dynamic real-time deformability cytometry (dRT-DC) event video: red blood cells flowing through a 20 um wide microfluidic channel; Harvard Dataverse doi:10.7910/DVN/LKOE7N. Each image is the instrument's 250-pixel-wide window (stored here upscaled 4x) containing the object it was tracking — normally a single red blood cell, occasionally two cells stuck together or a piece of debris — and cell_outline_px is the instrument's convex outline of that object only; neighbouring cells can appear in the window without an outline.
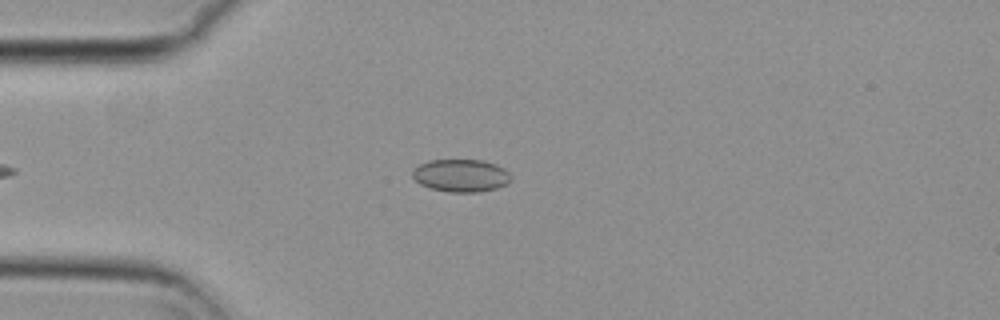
{"species": "common noctule bat (a hibernating species)", "species_latin": "Nyctalus noctula", "temperature_condition": "cold", "stored_images_in_passage": 39, "camera_frame_rate_fps": 3000, "um_per_image_px": 0.085, "animal": {"sex": "female", "body_mass_g": 29.2, "forearm_length_mm": 56.3}, "frame": {"image": 1, "passage_image": 2, "time_ms": 0.333, "image_size_px": [1000, 320], "cell_outline_px": [[512, 180], [508, 184], [496, 188], [476, 192], [448, 192], [432, 188], [420, 184], [412, 176], [412, 168], [428, 160], [480, 160], [496, 164], [504, 168], [512, 176]], "centroid_in_image_um": [39.19, 14.91], "position_along_channel_um": 45.8, "area_um2": 18.84}}
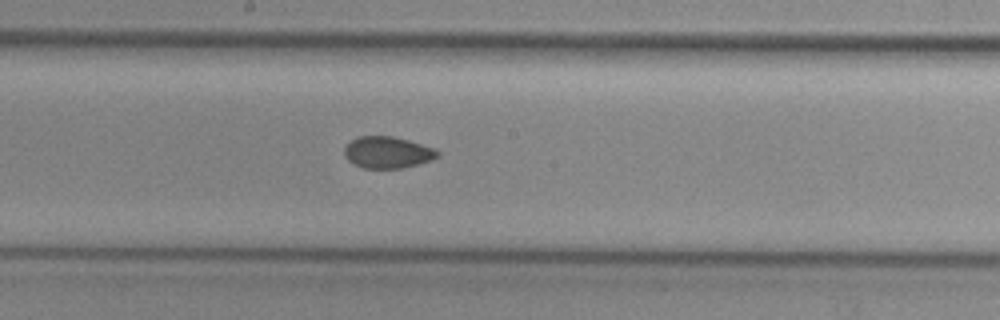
{"frame": {"image": 2, "passage_image": 17, "time_ms": 5.333, "image_size_px": [1000, 320], "cell_outline_px": [[440, 156], [432, 160], [400, 168], [364, 168], [348, 160], [344, 156], [344, 148], [356, 136], [392, 136], [408, 140], [436, 148], [440, 152]], "centroid_in_image_um": [32.96, 12.94], "position_along_channel_um": 215.2, "area_um2": 17.17}}
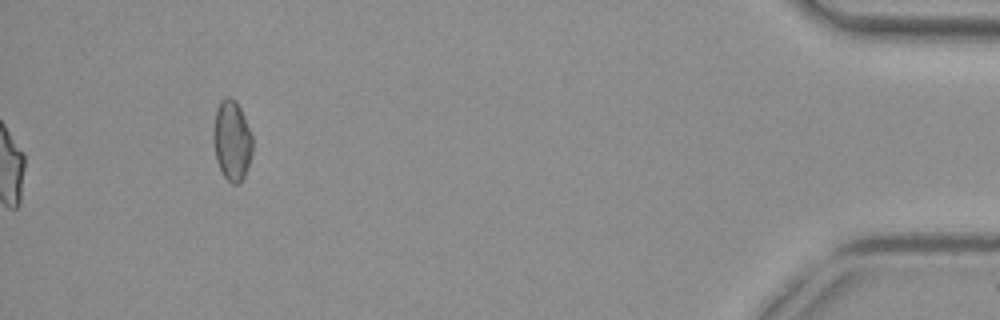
{"frame": {"image": 3, "passage_image": 39, "time_ms": 12.667, "image_size_px": [1000, 320], "cell_outline_px": [[252, 152], [244, 176], [236, 184], [232, 184], [224, 176], [216, 160], [212, 140], [212, 128], [216, 108], [220, 100], [224, 96], [232, 96], [236, 100], [244, 116], [252, 136]], "centroid_in_image_um": [19.67, 11.87], "position_along_channel_um": 415.5, "area_um2": 18.5}, "authors_computed_cell_mechanics": {"area_um2": 18.0336, "velocity_mm_per_s": 3.718, "shape_relaxation_time_tau1_ms": null, "shape_relaxation_time_tau2_ms": 5.1057, "deformation_change_tau1": null, "deformation_change_tau2": 0.089}}